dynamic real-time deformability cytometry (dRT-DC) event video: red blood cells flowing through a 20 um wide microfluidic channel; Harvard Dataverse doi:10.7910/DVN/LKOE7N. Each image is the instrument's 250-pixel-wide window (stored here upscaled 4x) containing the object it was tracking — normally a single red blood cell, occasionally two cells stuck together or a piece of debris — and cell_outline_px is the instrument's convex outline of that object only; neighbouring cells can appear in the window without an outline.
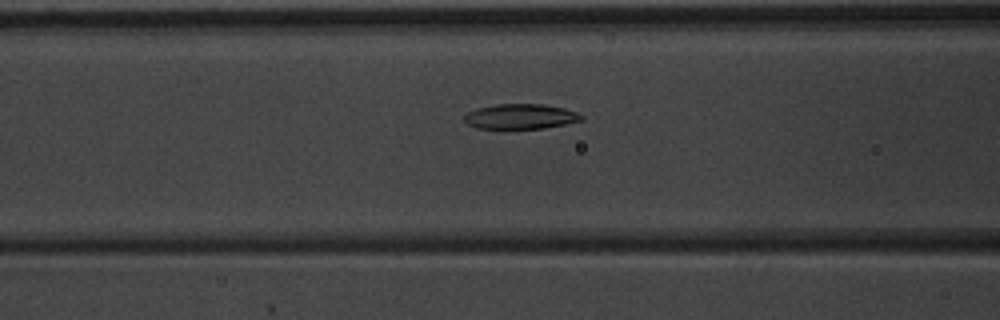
{"species": "common noctule bat (a hibernating species)", "species_latin": "Nyctalus noctula", "temperature_condition": "warm", "stored_images_in_passage": 8, "segment_of_instrument_passage": [2, 2], "camera_frame_rate_fps": 3000, "um_per_image_px": 0.085, "animal": {"sex": "male", "body_mass_g": 20.1, "forearm_length_mm": 53.5}, "frame": {"image": 1, "passage_image": 8, "time_ms": 2.333, "image_size_px": [1000, 320], "cell_outline_px": [[584, 120], [544, 128], [476, 128], [468, 124], [464, 120], [464, 116], [468, 112], [476, 108], [496, 104], [544, 104], [564, 108], [576, 112], [584, 116]], "centroid_in_image_um": [44.25, 9.89], "position_along_channel_um": 122.3, "area_um2": 17.05}}